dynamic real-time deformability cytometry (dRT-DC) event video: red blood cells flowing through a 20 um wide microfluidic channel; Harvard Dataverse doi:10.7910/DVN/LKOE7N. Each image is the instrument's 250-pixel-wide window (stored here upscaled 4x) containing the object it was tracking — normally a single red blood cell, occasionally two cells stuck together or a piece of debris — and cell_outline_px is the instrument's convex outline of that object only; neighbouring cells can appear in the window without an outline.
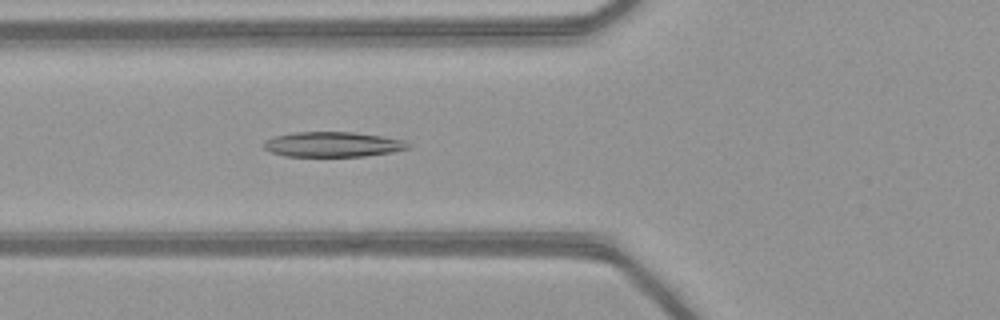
{"species": "common noctule bat (a hibernating species)", "species_latin": "Nyctalus noctula", "temperature_condition": "warm", "stored_images_in_passage": 51, "camera_frame_rate_fps": 3000, "um_per_image_px": 0.085, "animal": {"sex": "female", "body_mass_g": 21.9}, "frame": {"image": 1, "passage_image": 20, "time_ms": 6.333, "image_size_px": [1000, 320], "cell_outline_px": [[412, 148], [392, 152], [364, 156], [284, 156], [272, 152], [264, 148], [260, 144], [264, 140], [272, 136], [292, 132], [352, 132], [380, 136], [404, 140]], "centroid_in_image_um": [28.22, 12.27], "position_along_channel_um": 97.6, "area_um2": 21.21}}
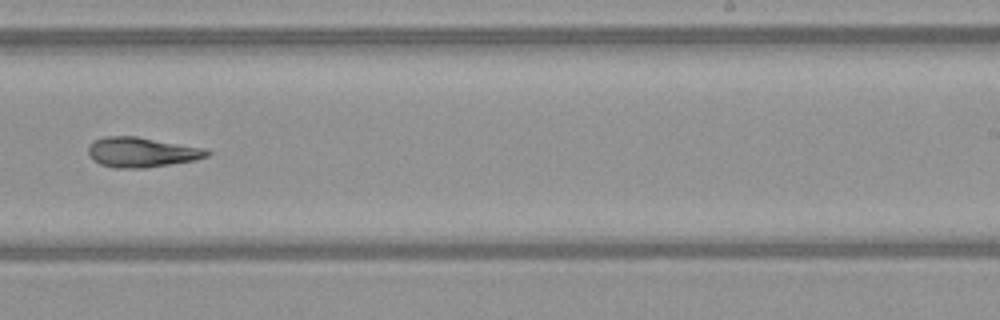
{"frame": {"image": 2, "passage_image": 33, "time_ms": 10.667, "image_size_px": [1000, 320], "cell_outline_px": [[212, 152], [208, 156], [196, 160], [144, 168], [116, 168], [100, 164], [92, 160], [88, 156], [88, 144], [104, 136], [136, 136], [208, 148]], "centroid_in_image_um": [12.06, 12.93], "position_along_channel_um": 276.9, "area_um2": 21.04}}
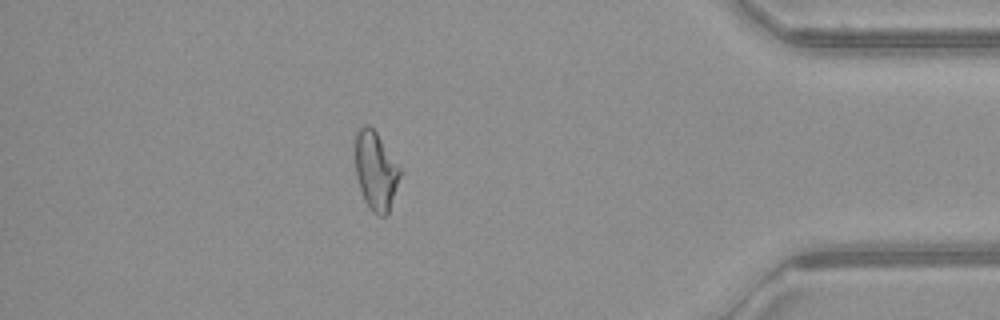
{"frame": {"image": 3, "passage_image": 45, "time_ms": 14.667, "image_size_px": [1000, 320], "cell_outline_px": [[404, 172], [388, 216], [380, 216], [372, 212], [364, 200], [356, 176], [356, 132], [364, 124], [368, 124], [376, 132], [404, 168]], "centroid_in_image_um": [32.02, 14.55], "position_along_channel_um": 403.2, "area_um2": 21.33}, "authors_computed_cell_mechanics": {"area_um2": 21.4438, "velocity_mm_per_s": 4.1209, "shape_relaxation_time_tau1_ms": 9.5797, "shape_relaxation_time_tau2_ms": 4.7236, "deformation_change_tau1": 0.2527, "deformation_change_tau2": 0.1551}}